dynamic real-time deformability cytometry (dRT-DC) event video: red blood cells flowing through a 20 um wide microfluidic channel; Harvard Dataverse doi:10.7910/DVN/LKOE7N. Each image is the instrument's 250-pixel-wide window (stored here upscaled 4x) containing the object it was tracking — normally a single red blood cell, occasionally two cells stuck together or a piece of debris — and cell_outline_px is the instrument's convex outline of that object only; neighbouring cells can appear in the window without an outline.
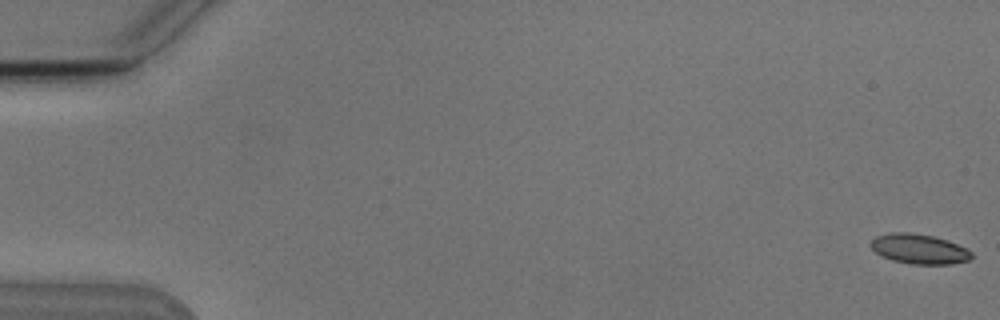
{"species": "Egyptian fruit bat (a non-hibernating species)", "species_latin": "Rousettus aegyptiacus", "temperature_condition": "cold", "stored_images_in_passage": 5, "camera_frame_rate_fps": 3000, "um_per_image_px": 0.085, "animal": {"sex": "male"}, "frame": {"image": 1, "passage_image": 1, "time_ms": 0.0, "image_size_px": [1000, 320], "cell_outline_px": [[972, 256], [968, 260], [952, 264], [912, 264], [892, 260], [880, 256], [868, 244], [876, 236], [888, 232], [912, 232], [932, 236], [948, 240], [968, 248], [972, 252]], "centroid_in_image_um": [78.11, 21.15], "position_along_channel_um": 6.9, "area_um2": 17.74}}
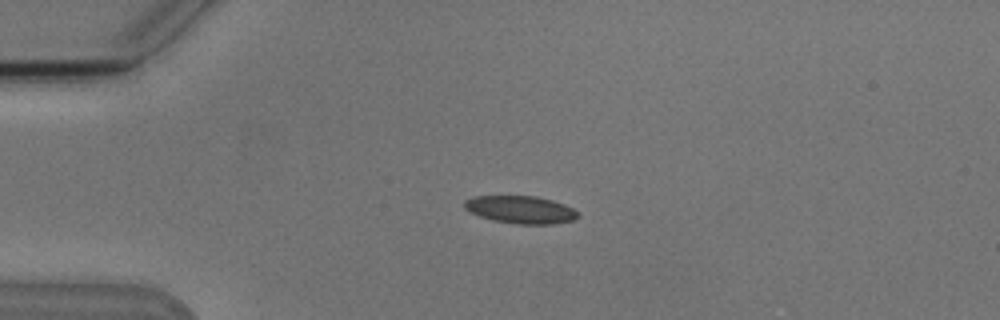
{"frame": {"image": 2, "passage_image": 5, "time_ms": 4.333, "image_size_px": [1000, 320], "cell_outline_px": [[580, 216], [576, 220], [552, 224], [516, 224], [492, 220], [480, 216], [464, 208], [464, 200], [472, 196], [536, 196], [552, 200], [564, 204], [580, 212]], "centroid_in_image_um": [44.29, 17.82], "position_along_channel_um": 40.7, "area_um2": 18.44}}